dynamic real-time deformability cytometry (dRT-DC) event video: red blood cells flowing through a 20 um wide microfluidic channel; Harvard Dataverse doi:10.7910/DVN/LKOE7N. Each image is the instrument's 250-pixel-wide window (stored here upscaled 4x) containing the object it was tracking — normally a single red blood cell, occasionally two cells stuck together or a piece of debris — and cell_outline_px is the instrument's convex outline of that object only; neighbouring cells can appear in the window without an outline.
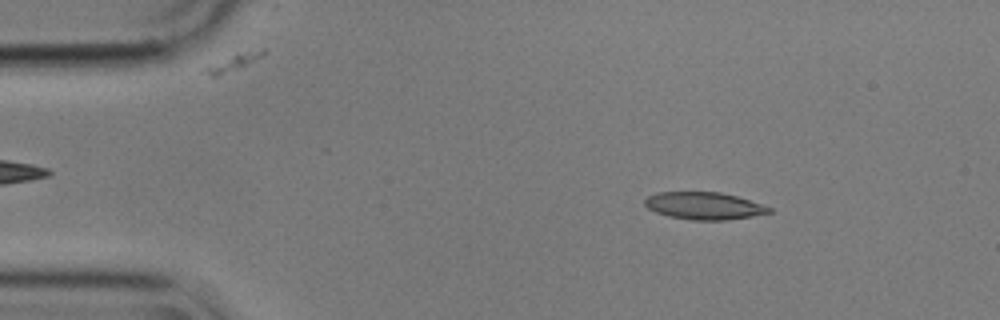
{"species": "common noctule bat (a hibernating species)", "species_latin": "Nyctalus noctula", "temperature_condition": "cold", "stored_images_in_passage": 55, "camera_frame_rate_fps": 3000, "um_per_image_px": 0.085, "animal": {"sex": "male", "body_mass_g": 17.9}, "frame": {"image": 1, "passage_image": 8, "time_ms": 2.333, "image_size_px": [1000, 320], "cell_outline_px": [[772, 212], [752, 216], [728, 220], [692, 220], [668, 216], [656, 212], [648, 208], [644, 204], [644, 200], [648, 196], [656, 192], [720, 192], [736, 196], [772, 208]], "centroid_in_image_um": [59.82, 17.49], "position_along_channel_um": 25.2, "area_um2": 19.71}}
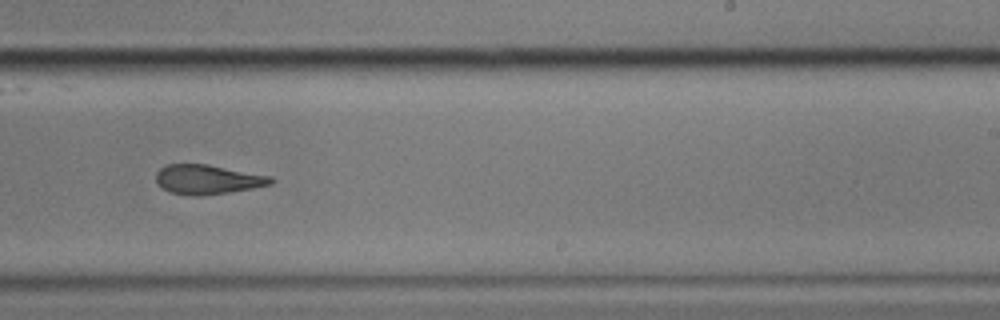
{"frame": {"image": 2, "passage_image": 34, "time_ms": 11.0, "image_size_px": [1000, 320], "cell_outline_px": [[276, 180], [272, 184], [252, 188], [228, 192], [200, 196], [192, 196], [168, 192], [156, 184], [156, 172], [160, 168], [168, 164], [208, 164], [272, 176]], "centroid_in_image_um": [17.64, 15.25], "position_along_channel_um": 271.4, "area_um2": 19.94}}
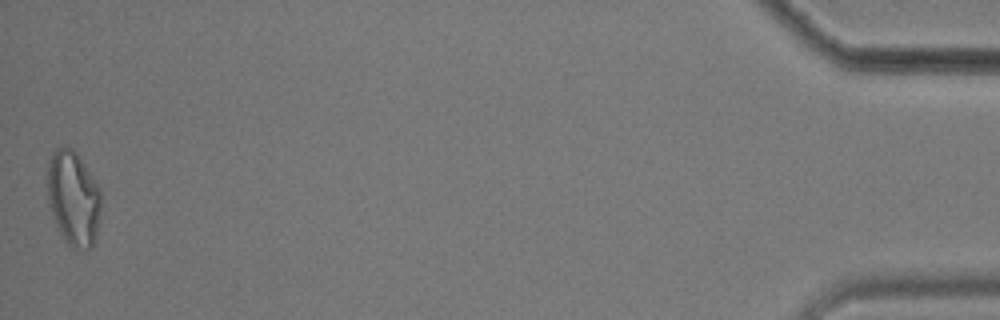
{"frame": {"image": 3, "passage_image": 55, "time_ms": 18.0, "image_size_px": [1000, 320], "cell_outline_px": [[100, 220], [96, 236], [92, 244], [88, 248], [72, 248], [64, 240], [52, 216], [48, 196], [48, 164], [52, 152], [60, 144], [72, 148], [76, 152], [100, 188]], "centroid_in_image_um": [6.23, 16.82], "position_along_channel_um": 429.0, "area_um2": 29.54}, "authors_computed_cell_mechanics": {"area_um2": 20.23, "velocity_mm_per_s": 3.5684, "shape_relaxation_time_tau1_ms": 9.2531, "shape_relaxation_time_tau2_ms": 3.8126, "deformation_change_tau1": 0.2376, "deformation_change_tau2": 0.1377}}